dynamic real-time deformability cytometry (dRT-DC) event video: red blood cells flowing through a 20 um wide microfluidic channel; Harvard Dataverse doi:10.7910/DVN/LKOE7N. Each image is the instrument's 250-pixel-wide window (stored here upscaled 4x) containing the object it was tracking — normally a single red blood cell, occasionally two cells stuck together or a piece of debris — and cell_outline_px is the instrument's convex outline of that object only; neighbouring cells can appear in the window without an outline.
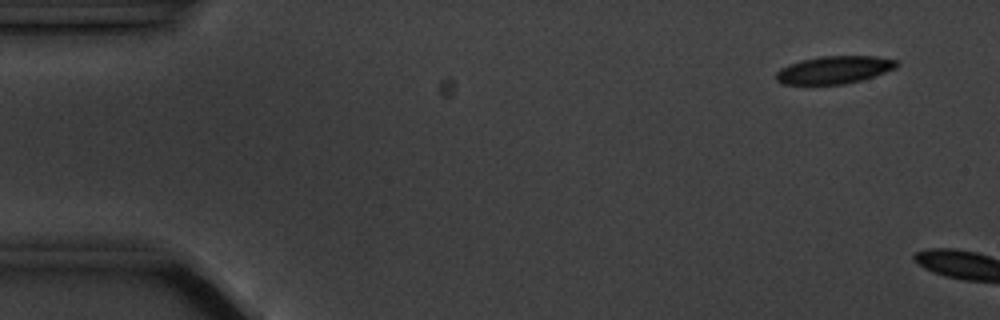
{"species": "common noctule bat (a hibernating species)", "species_latin": "Nyctalus noctula", "temperature_condition": "cold", "stored_images_in_passage": 3, "camera_frame_rate_fps": 3000, "um_per_image_px": 0.085, "animal": {"sex": "male", "body_mass_g": 20.1, "forearm_length_mm": 53.5}, "frame": {"image": 1, "passage_image": 1, "time_ms": 0.0, "image_size_px": [1000, 320], "cell_outline_px": [[900, 64], [896, 68], [864, 80], [844, 84], [780, 84], [776, 80], [776, 72], [780, 68], [788, 64], [800, 60], [820, 56], [876, 56], [896, 60]], "centroid_in_image_um": [70.9, 5.93], "position_along_channel_um": 14.1, "area_um2": 19.65}}